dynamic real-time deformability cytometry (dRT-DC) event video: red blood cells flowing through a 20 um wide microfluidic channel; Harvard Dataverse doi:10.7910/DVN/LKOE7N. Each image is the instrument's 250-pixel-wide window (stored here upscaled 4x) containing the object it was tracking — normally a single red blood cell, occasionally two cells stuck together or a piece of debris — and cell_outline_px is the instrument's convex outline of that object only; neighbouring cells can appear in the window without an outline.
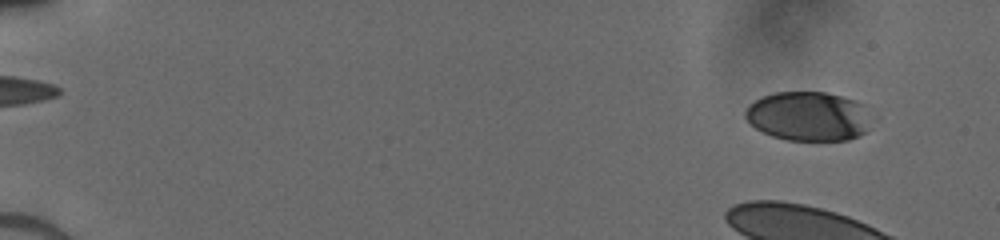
{"species": "human", "species_latin": "Homo sapiens", "temperature_condition": "cold", "stored_images_in_passage": 45, "camera_frame_rate_fps": 3000, "um_per_image_px": 0.085, "donor": {"sex": "male"}, "frame": {"image": 1, "passage_image": 5, "time_ms": 1.333, "image_size_px": [1000, 240], "cell_outline_px": [[864, 132], [848, 140], [788, 140], [772, 136], [756, 128], [744, 116], [744, 112], [748, 104], [764, 96], [776, 92], [824, 92], [856, 100], [864, 104]], "centroid_in_image_um": [68.61, 9.87], "position_along_channel_um": 16.4, "area_um2": 35.37}}